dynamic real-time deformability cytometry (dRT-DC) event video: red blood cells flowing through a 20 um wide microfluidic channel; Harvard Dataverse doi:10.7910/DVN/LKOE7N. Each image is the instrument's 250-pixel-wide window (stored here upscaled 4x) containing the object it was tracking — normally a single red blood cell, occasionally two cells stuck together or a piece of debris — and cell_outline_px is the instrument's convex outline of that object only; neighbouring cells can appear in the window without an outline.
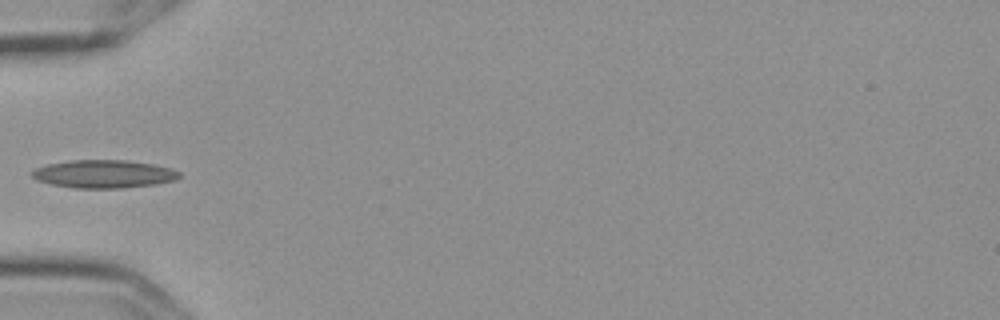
{"species": "Egyptian fruit bat (a non-hibernating species)", "species_latin": "Rousettus aegyptiacus", "temperature_condition": "cold", "stored_images_in_passage": 4, "camera_frame_rate_fps": 3000, "um_per_image_px": 0.085, "frame": {"image": 1, "passage_image": 4, "time_ms": 1.0, "image_size_px": [1000, 320], "cell_outline_px": [[180, 176], [176, 180], [156, 184], [124, 188], [72, 188], [52, 184], [36, 180], [32, 176], [32, 172], [36, 168], [48, 164], [72, 160], [128, 160], [152, 164], [172, 168], [180, 172]], "centroid_in_image_um": [8.85, 14.79], "position_along_channel_um": 76.1, "area_um2": 24.1}}